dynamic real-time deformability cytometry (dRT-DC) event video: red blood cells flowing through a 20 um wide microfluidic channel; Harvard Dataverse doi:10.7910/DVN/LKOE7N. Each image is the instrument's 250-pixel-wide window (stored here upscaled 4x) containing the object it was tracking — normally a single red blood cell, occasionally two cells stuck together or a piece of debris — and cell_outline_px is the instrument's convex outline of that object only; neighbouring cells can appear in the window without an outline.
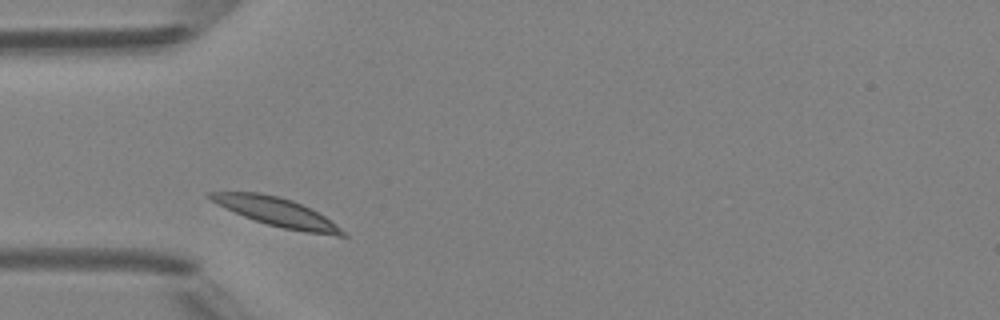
{"species": "Egyptian fruit bat (a non-hibernating species)", "species_latin": "Rousettus aegyptiacus", "temperature_condition": "room temperature", "stored_images_in_passage": 2, "camera_frame_rate_fps": 3000, "um_per_image_px": 0.085, "animal": {"sex": "female"}, "frame": {"image": 1, "passage_image": 1, "time_ms": 0.0, "image_size_px": [1000, 320], "cell_outline_px": [[348, 236], [336, 236], [308, 232], [284, 228], [268, 224], [244, 216], [204, 196], [204, 192], [260, 192], [280, 196], [292, 200], [312, 208], [336, 224]], "centroid_in_image_um": [23.53, 18.0], "position_along_channel_um": 61.5, "area_um2": 21.73}}
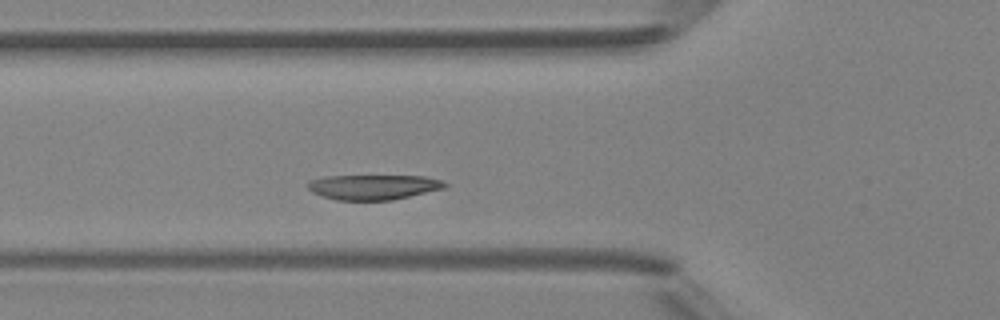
{"frame": {"image": 2, "passage_image": 2, "time_ms": 1.0, "image_size_px": [1000, 320], "cell_outline_px": [[448, 184], [444, 188], [392, 200], [336, 200], [320, 196], [312, 192], [308, 188], [308, 180], [324, 176], [424, 176], [440, 180]], "centroid_in_image_um": [31.68, 15.9], "position_along_channel_um": 94.1, "area_um2": 19.94}}